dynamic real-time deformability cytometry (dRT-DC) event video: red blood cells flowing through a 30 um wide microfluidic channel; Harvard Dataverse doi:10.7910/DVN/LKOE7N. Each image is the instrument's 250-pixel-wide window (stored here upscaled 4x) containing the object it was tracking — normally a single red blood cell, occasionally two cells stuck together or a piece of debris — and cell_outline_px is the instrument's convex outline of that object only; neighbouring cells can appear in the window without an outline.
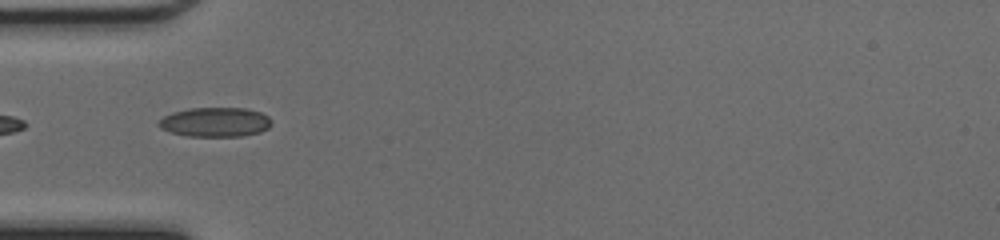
{"species": "common noctule bat (a hibernating species)", "species_latin": "Nyctalus noctula", "temperature_condition": "cold", "stored_images_in_passage": 9, "camera_frame_rate_fps": 3000, "um_per_image_px": 0.085, "animal": {"sex": "female", "body_mass_g": 17.0, "forearm_length_mm": 48.0}, "frame": {"image": 1, "passage_image": 1, "time_ms": 0.0, "image_size_px": [1000, 240], "cell_outline_px": [[272, 124], [268, 128], [260, 132], [240, 136], [188, 136], [172, 132], [160, 128], [156, 124], [164, 116], [172, 112], [188, 108], [248, 108], [260, 112], [268, 116], [272, 120]], "centroid_in_image_um": [18.31, 10.37], "position_along_channel_um": 66.7, "area_um2": 19.42}}